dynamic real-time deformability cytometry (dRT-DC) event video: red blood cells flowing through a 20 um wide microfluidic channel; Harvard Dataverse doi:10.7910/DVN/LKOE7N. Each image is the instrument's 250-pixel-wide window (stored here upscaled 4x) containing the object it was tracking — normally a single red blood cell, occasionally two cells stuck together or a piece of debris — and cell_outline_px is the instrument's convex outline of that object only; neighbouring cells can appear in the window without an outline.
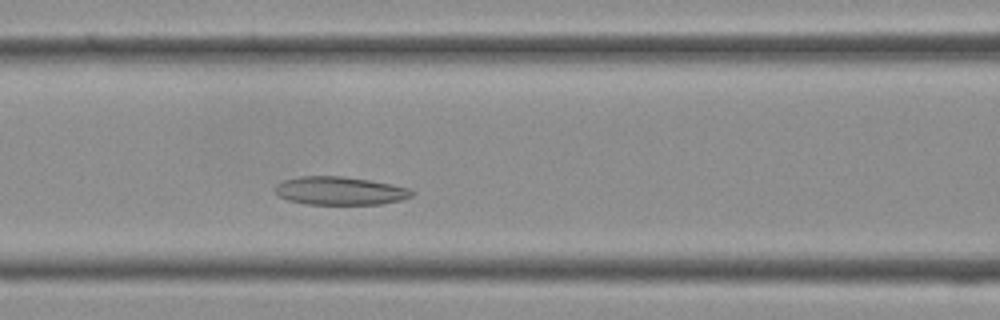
{"species": "Egyptian fruit bat (a non-hibernating species)", "species_latin": "Rousettus aegyptiacus", "temperature_condition": "cold", "stored_images_in_passage": 15, "camera_frame_rate_fps": 3000, "um_per_image_px": 0.085, "frame": {"image": 1, "passage_image": 9, "time_ms": 2.667, "image_size_px": [1000, 320], "cell_outline_px": [[416, 192], [412, 196], [404, 200], [380, 204], [304, 204], [288, 200], [280, 196], [276, 192], [276, 184], [284, 180], [300, 176], [344, 176], [392, 184], [408, 188]], "centroid_in_image_um": [28.93, 16.22], "position_along_channel_um": 137.7, "area_um2": 22.54}}